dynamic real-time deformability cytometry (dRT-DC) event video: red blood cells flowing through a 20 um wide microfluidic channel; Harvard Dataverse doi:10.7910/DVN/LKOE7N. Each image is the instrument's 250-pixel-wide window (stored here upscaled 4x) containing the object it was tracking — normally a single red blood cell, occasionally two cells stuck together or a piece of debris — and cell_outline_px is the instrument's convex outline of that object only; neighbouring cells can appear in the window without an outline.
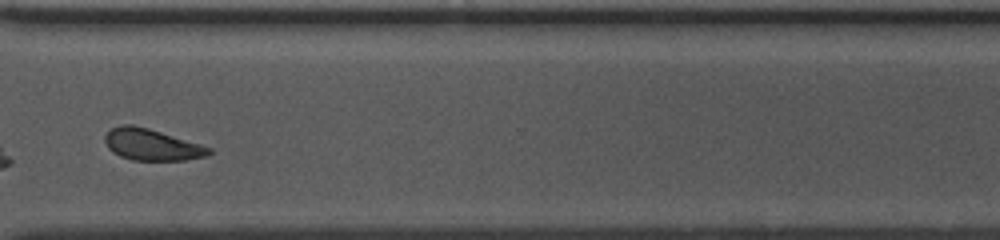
{"species": "common noctule bat (a hibernating species)", "species_latin": "Nyctalus noctula", "temperature_condition": "warm", "stored_images_in_passage": 32, "camera_frame_rate_fps": 3000, "um_per_image_px": 0.085, "animal": {"sex": "female", "body_mass_g": 10.0, "forearm_length_mm": 53.1}, "frame": {"image": 1, "passage_image": 23, "time_ms": 7.333, "image_size_px": [1000, 240], "cell_outline_px": [[212, 152], [208, 156], [184, 160], [132, 160], [120, 156], [112, 152], [108, 148], [104, 140], [104, 136], [112, 128], [120, 124], [132, 124], [148, 128], [200, 144], [212, 148]], "centroid_in_image_um": [12.88, 12.3], "position_along_channel_um": 357.7, "area_um2": 19.07}, "authors_computed_cell_mechanics": {"area_um2": 19.2763, "velocity_mm_per_s": 4.0728, "shape_relaxation_time_tau1_ms": 4.1979, "shape_relaxation_time_tau2_ms": 6.7485, "deformation_change_tau1": 0.1088, "deformation_change_tau2": 0.1331}}